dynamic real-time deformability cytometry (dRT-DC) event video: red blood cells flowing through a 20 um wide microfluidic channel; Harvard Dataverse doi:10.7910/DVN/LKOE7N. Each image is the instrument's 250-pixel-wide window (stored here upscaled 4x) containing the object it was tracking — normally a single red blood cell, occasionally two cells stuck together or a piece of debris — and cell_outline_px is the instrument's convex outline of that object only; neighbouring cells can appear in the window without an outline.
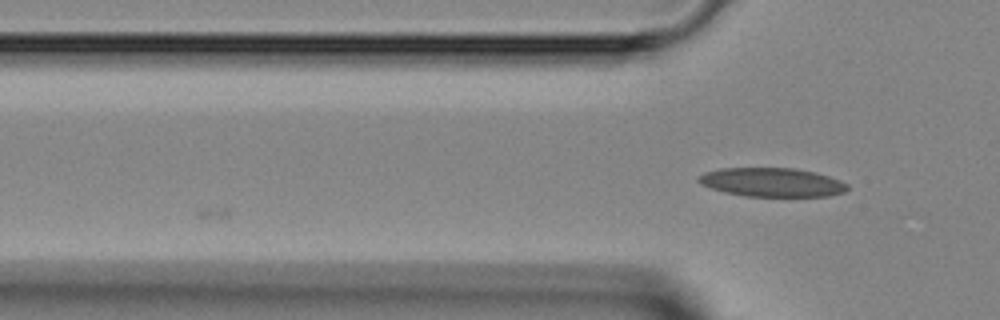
{"species": "Egyptian fruit bat (a non-hibernating species)", "species_latin": "Rousettus aegyptiacus", "temperature_condition": "room temperature", "stored_images_in_passage": 12, "camera_frame_rate_fps": 3000, "um_per_image_px": 0.085, "animal": {"sex": "female"}, "frame": {"image": 1, "passage_image": 12, "time_ms": 3.667, "image_size_px": [1000, 320], "cell_outline_px": [[848, 188], [844, 192], [828, 196], [744, 196], [724, 192], [700, 184], [696, 180], [696, 176], [704, 172], [720, 168], [792, 168], [816, 172], [840, 180], [848, 184]], "centroid_in_image_um": [65.58, 15.49], "position_along_channel_um": 60.2, "area_um2": 25.14}}